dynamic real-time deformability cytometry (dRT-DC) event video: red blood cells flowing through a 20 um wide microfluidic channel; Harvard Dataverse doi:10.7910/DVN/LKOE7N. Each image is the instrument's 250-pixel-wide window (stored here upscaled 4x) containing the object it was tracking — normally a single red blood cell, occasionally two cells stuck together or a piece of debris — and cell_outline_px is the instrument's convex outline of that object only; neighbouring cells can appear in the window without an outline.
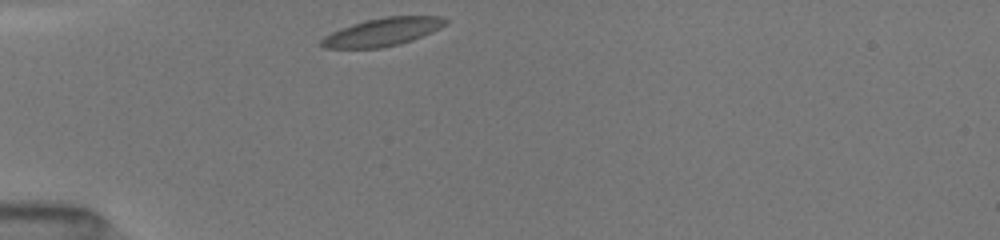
{"species": "common noctule bat (a hibernating species)", "species_latin": "Nyctalus noctula", "temperature_condition": "room temperature", "stored_images_in_passage": 32, "camera_frame_rate_fps": 3000, "um_per_image_px": 0.085, "animal": {"sex": "female", "body_mass_g": 19.5, "forearm_length_mm": 54.1}, "frame": {"image": 1, "passage_image": 1, "time_ms": 0.0, "image_size_px": [1000, 240], "cell_outline_px": [[448, 20], [440, 28], [432, 32], [412, 40], [380, 48], [324, 48], [320, 44], [320, 40], [324, 36], [340, 28], [352, 24], [384, 16], [444, 16]], "centroid_in_image_um": [32.51, 2.71], "position_along_channel_um": 52.5, "area_um2": 20.11}}
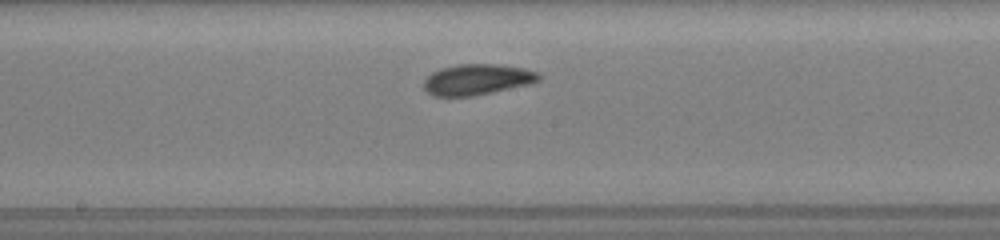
{"frame": {"image": 2, "passage_image": 14, "time_ms": 4.333, "image_size_px": [1000, 240], "cell_outline_px": [[540, 80], [528, 84], [492, 92], [472, 96], [432, 96], [424, 88], [424, 80], [432, 72], [440, 68], [456, 64], [500, 64], [524, 68], [540, 72]], "centroid_in_image_um": [40.56, 6.74], "position_along_channel_um": 207.6, "area_um2": 20.69}}
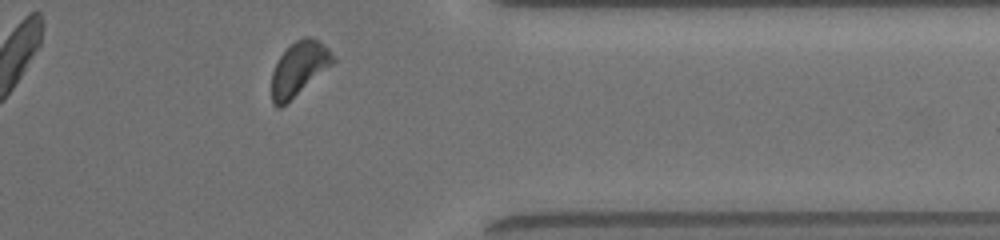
{"frame": {"image": 3, "passage_image": 28, "time_ms": 9.0, "image_size_px": [1000, 240], "cell_outline_px": [[336, 60], [332, 64], [280, 108], [276, 108], [272, 104], [272, 72], [280, 56], [296, 40], [304, 36], [312, 36], [320, 40], [336, 56]], "centroid_in_image_um": [25.43, 5.8], "position_along_channel_um": 386.0, "area_um2": 19.02}, "authors_computed_cell_mechanics": {"area_um2": 19.8832, "velocity_mm_per_s": 4.0037, "shape_relaxation_time_tau1_ms": 2.0388, "shape_relaxation_time_tau2_ms": 3.3976, "deformation_change_tau1": 0.0906, "deformation_change_tau2": 0.0822}}